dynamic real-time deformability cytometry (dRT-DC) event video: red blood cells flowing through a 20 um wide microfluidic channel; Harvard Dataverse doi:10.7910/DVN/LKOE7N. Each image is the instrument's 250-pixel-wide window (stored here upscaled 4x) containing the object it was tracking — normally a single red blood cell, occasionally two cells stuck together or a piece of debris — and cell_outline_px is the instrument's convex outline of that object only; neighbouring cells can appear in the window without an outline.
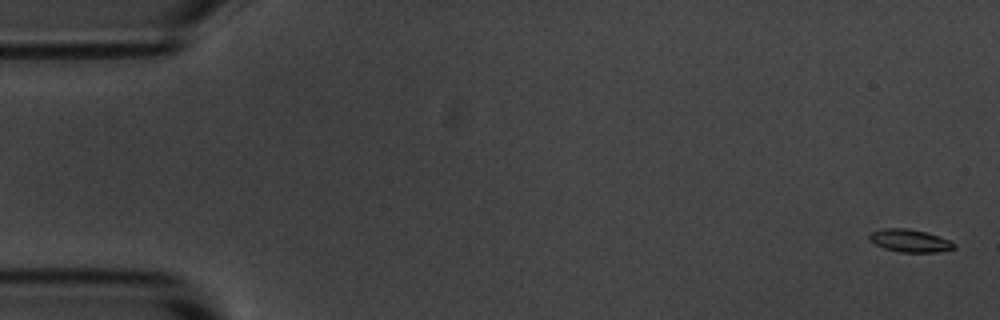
{"species": "common noctule bat (a hibernating species)", "species_latin": "Nyctalus noctula", "temperature_condition": "room temperature", "stored_images_in_passage": 5, "camera_frame_rate_fps": 3000, "um_per_image_px": 0.085, "animal": {"sex": "male", "body_mass_g": 20.1, "forearm_length_mm": 53.5}, "frame": {"image": 1, "passage_image": 1, "time_ms": 0.0, "image_size_px": [1000, 320], "cell_outline_px": [[956, 248], [940, 252], [900, 252], [884, 248], [868, 240], [868, 236], [872, 232], [884, 228], [908, 228], [924, 232], [952, 240], [956, 244]], "centroid_in_image_um": [77.37, 20.46], "position_along_channel_um": 7.6, "area_um2": 11.27}}